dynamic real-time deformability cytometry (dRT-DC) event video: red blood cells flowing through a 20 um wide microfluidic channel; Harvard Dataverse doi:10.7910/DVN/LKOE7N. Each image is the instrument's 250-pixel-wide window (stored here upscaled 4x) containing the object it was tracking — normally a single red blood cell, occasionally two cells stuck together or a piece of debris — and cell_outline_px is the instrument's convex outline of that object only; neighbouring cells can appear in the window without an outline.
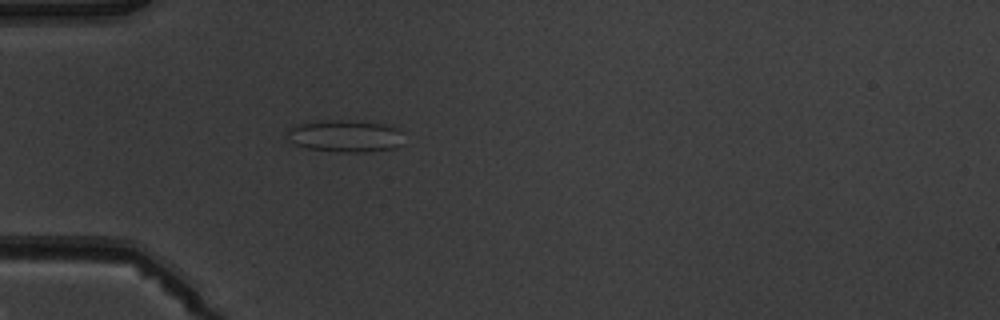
{"species": "common noctule bat (a hibernating species)", "species_latin": "Nyctalus noctula", "temperature_condition": "warm", "stored_images_in_passage": 4, "camera_frame_rate_fps": 3000, "um_per_image_px": 0.085, "animal": {"sex": "male", "body_mass_g": 19.5, "forearm_length_mm": 54.6}, "frame": {"image": 1, "passage_image": 4, "time_ms": 4.333, "image_size_px": [1000, 320], "cell_outline_px": [[400, 144], [396, 148], [364, 152], [336, 152], [304, 148], [288, 140], [288, 128], [300, 124], [324, 120], [364, 120], [384, 124], [396, 128], [400, 132]], "centroid_in_image_um": [29.32, 11.56], "position_along_channel_um": 55.7, "area_um2": 21.91}}